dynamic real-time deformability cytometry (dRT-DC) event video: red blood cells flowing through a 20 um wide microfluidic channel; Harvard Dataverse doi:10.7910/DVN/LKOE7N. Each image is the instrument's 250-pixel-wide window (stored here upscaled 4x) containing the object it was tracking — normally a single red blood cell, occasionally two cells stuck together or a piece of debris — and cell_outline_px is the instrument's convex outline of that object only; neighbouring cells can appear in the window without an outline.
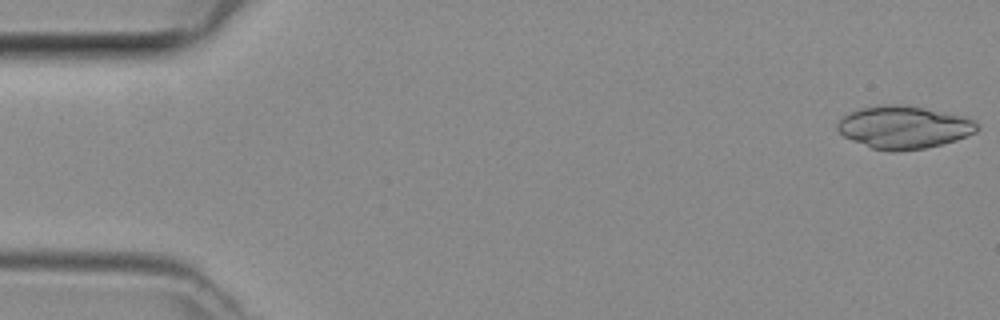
{"species": "common noctule bat (a hibernating species)", "species_latin": "Nyctalus noctula", "temperature_condition": "room temperature", "stored_images_in_passage": 41, "segment_of_instrument_passage": [1, 2], "camera_frame_rate_fps": 3000, "um_per_image_px": 0.085, "animal": {"sex": "female", "body_mass_g": 29.2, "forearm_length_mm": 56.3}, "frame": {"image": 1, "passage_image": 1, "time_ms": 0.0, "image_size_px": [1000, 320], "cell_outline_px": [[980, 128], [976, 132], [956, 140], [924, 148], [896, 152], [892, 152], [872, 148], [852, 140], [844, 136], [836, 128], [836, 124], [844, 116], [860, 108], [884, 104], [900, 104], [924, 108], [964, 116], [972, 120]], "centroid_in_image_um": [76.82, 10.82], "position_along_channel_um": 8.2, "area_um2": 34.51}}